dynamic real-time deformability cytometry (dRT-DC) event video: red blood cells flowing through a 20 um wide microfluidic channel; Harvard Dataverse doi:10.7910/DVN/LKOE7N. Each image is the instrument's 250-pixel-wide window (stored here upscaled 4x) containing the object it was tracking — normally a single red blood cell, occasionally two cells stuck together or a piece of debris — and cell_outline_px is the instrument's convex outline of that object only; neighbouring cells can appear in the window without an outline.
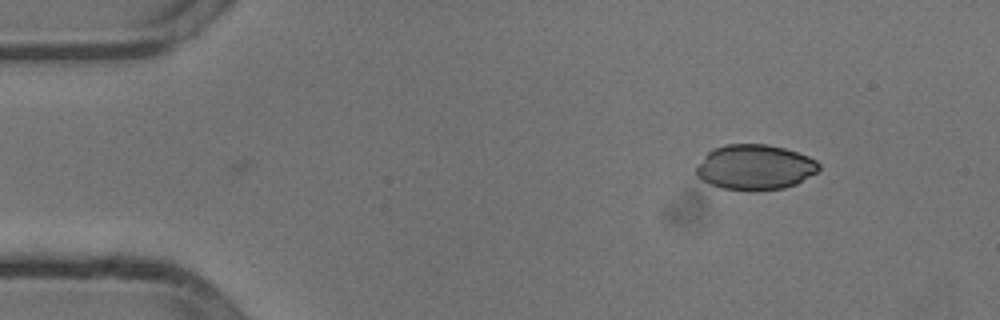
{"species": "common noctule bat (a hibernating species)", "species_latin": "Nyctalus noctula", "temperature_condition": "cold", "stored_images_in_passage": 41, "camera_frame_rate_fps": 3000, "um_per_image_px": 0.085, "animal": {"sex": "male", "body_mass_g": 13.3}, "frame": {"image": 1, "passage_image": 1, "time_ms": 0.0, "image_size_px": [1000, 320], "cell_outline_px": [[820, 168], [816, 172], [796, 184], [784, 188], [752, 192], [724, 188], [712, 184], [696, 176], [696, 168], [704, 156], [712, 148], [728, 144], [768, 144], [784, 148], [808, 156], [816, 160], [820, 164]], "centroid_in_image_um": [64.18, 14.22], "position_along_channel_um": 20.8, "area_um2": 32.37}}
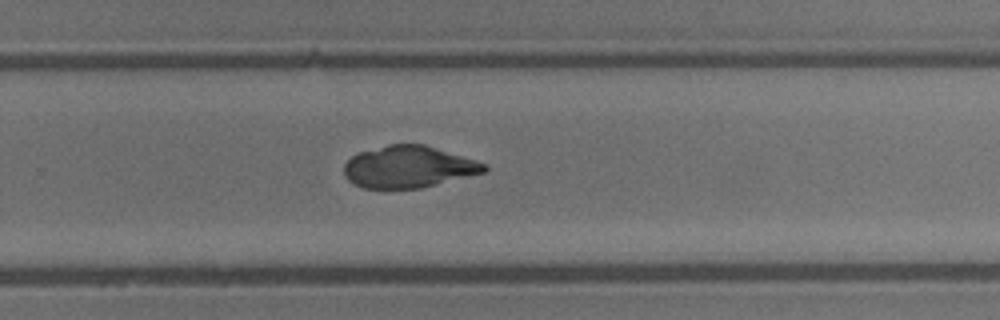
{"frame": {"image": 2, "passage_image": 29, "time_ms": 9.333, "image_size_px": [1000, 320], "cell_outline_px": [[488, 168], [484, 172], [420, 188], [364, 188], [348, 180], [344, 176], [344, 164], [356, 152], [388, 144], [424, 144], [476, 160], [484, 164]], "centroid_in_image_um": [34.68, 14.17], "position_along_channel_um": 295.1, "area_um2": 33.99}}
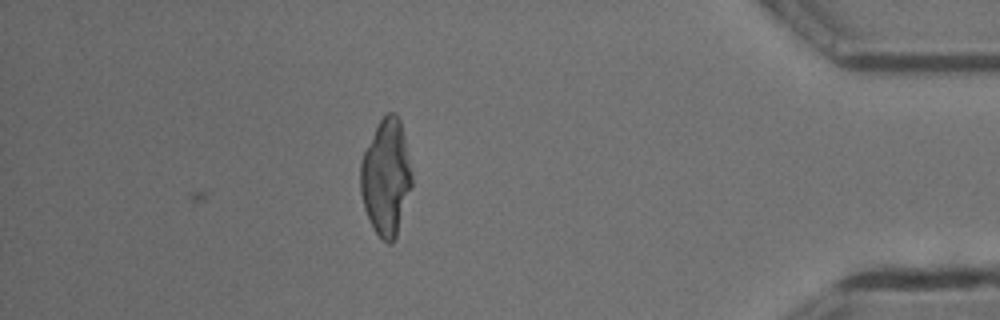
{"frame": {"image": 3, "passage_image": 41, "time_ms": 13.333, "image_size_px": [1000, 320], "cell_outline_px": [[412, 184], [396, 236], [392, 244], [388, 244], [376, 232], [364, 208], [360, 192], [360, 164], [364, 152], [380, 120], [388, 112], [396, 112], [400, 120], [404, 136], [412, 172]], "centroid_in_image_um": [32.82, 15.06], "position_along_channel_um": 402.4, "area_um2": 34.33}}